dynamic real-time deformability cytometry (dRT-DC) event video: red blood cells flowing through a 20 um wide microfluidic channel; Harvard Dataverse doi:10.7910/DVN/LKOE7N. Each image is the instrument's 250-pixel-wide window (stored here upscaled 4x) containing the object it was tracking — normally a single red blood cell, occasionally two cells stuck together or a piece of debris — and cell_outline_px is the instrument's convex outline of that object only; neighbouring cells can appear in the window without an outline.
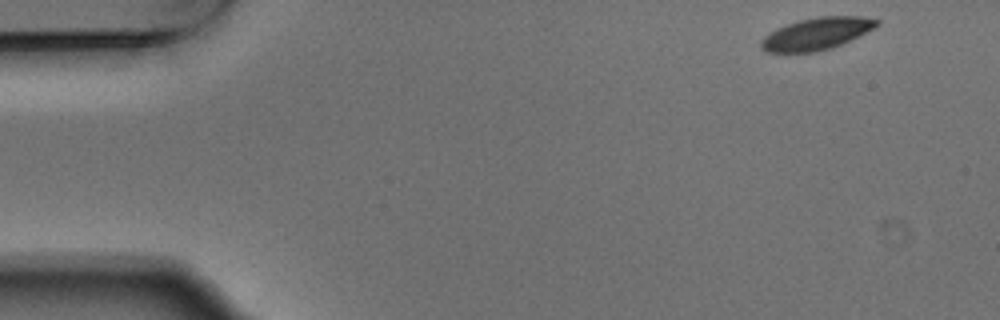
{"species": "Egyptian fruit bat (a non-hibernating species)", "species_latin": "Rousettus aegyptiacus", "temperature_condition": "warm", "stored_images_in_passage": 6, "camera_frame_rate_fps": 3000, "um_per_image_px": 0.085, "animal": {"sex": "male"}, "frame": {"image": 1, "passage_image": 1, "time_ms": 0.0, "image_size_px": [1000, 320], "cell_outline_px": [[880, 24], [852, 40], [832, 48], [816, 52], [768, 52], [760, 44], [760, 40], [764, 36], [776, 28], [800, 20], [820, 16], [860, 16], [880, 20]], "centroid_in_image_um": [69.44, 2.86], "position_along_channel_um": 15.6, "area_um2": 21.56}}
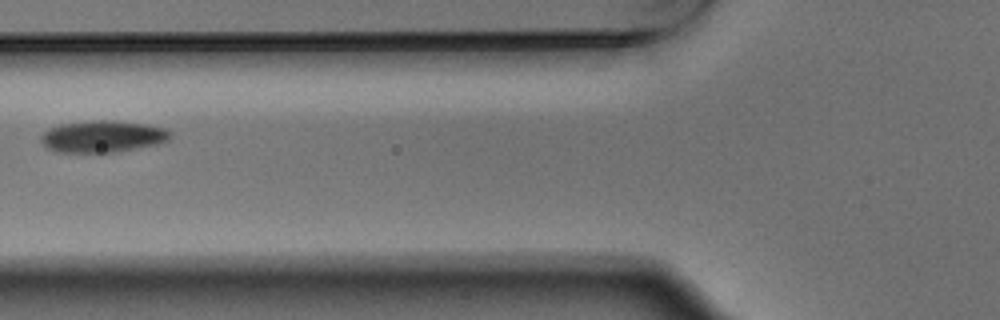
{"frame": {"image": 2, "passage_image": 5, "time_ms": 1.333, "image_size_px": [1000, 320], "cell_outline_px": [[172, 132], [168, 140], [156, 144], [136, 148], [112, 152], [56, 152], [48, 148], [40, 140], [40, 136], [48, 128], [60, 124], [92, 120], [112, 120], [144, 124], [164, 128]], "centroid_in_image_um": [8.69, 11.59], "position_along_channel_um": 117.1, "area_um2": 23.81}}
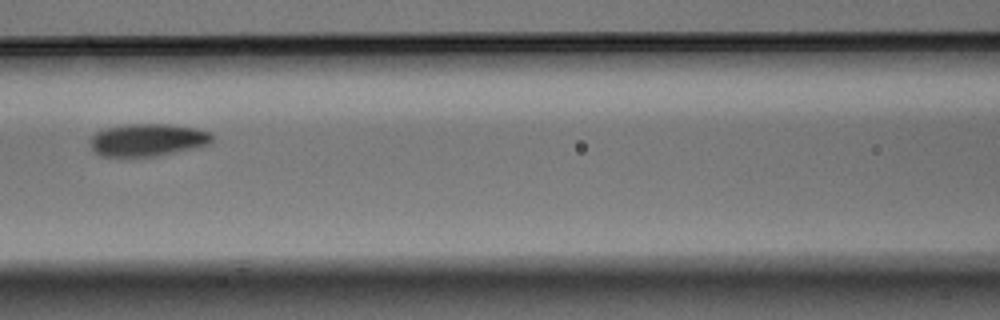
{"frame": {"image": 3, "passage_image": 6, "time_ms": 1.667, "image_size_px": [1000, 320], "cell_outline_px": [[212, 140], [208, 144], [192, 148], [156, 156], [100, 156], [92, 148], [92, 136], [96, 132], [108, 128], [124, 124], [168, 124], [196, 128], [208, 132], [212, 136]], "centroid_in_image_um": [12.54, 11.88], "position_along_channel_um": 154.1, "area_um2": 22.66}}